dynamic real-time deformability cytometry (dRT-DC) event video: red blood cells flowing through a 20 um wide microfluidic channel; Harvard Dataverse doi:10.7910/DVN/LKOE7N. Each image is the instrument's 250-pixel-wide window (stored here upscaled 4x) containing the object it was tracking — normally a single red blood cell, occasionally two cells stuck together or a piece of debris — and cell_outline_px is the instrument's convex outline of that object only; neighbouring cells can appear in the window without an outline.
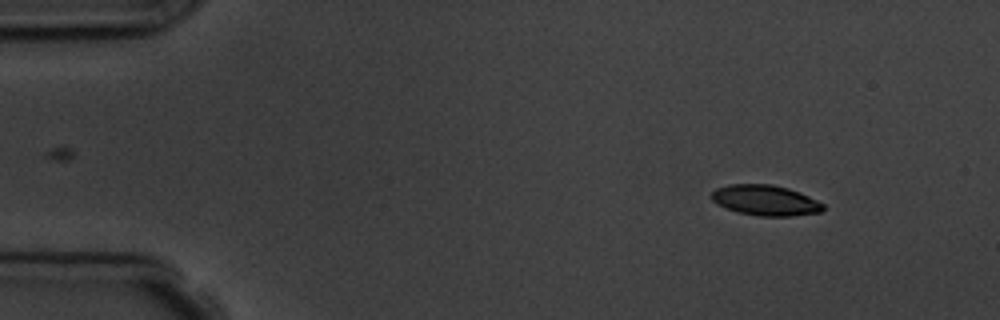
{"species": "common noctule bat (a hibernating species)", "species_latin": "Nyctalus noctula", "temperature_condition": "room temperature", "stored_images_in_passage": 4, "segment_of_instrument_passage": [1, 2], "camera_frame_rate_fps": 3000, "um_per_image_px": 0.085, "animal": {"sex": "male", "body_mass_g": 19.5, "forearm_length_mm": 54.6}, "frame": {"image": 1, "passage_image": 1, "time_ms": 0.0, "image_size_px": [1000, 320], "cell_outline_px": [[824, 208], [820, 212], [792, 216], [760, 216], [736, 212], [724, 208], [716, 204], [712, 200], [712, 192], [716, 188], [728, 184], [772, 184], [788, 188], [800, 192], [824, 204]], "centroid_in_image_um": [65.03, 17.02], "position_along_channel_um": 20.0, "area_um2": 19.94}}